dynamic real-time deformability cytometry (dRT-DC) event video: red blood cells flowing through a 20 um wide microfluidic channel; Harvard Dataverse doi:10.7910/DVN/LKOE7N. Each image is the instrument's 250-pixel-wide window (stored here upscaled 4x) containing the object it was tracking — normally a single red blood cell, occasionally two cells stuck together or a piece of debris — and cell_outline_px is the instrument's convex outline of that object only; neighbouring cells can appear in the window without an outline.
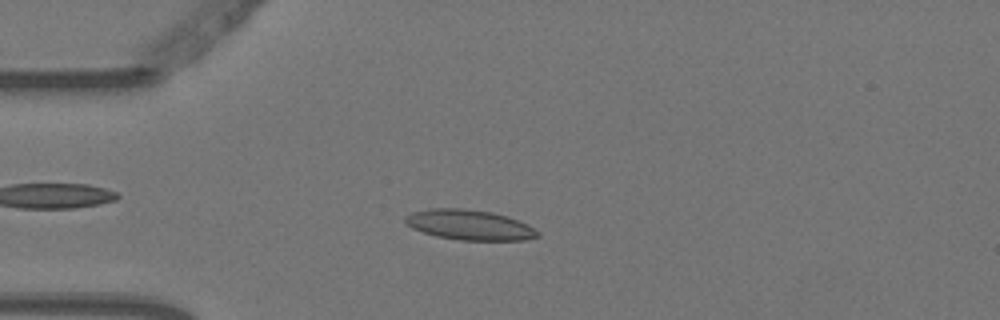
{"species": "Egyptian fruit bat (a non-hibernating species)", "species_latin": "Rousettus aegyptiacus", "temperature_condition": "warm", "stored_images_in_passage": 6, "camera_frame_rate_fps": 3000, "um_per_image_px": 0.085, "animal": {"sex": "female"}, "frame": {"image": 1, "passage_image": 3, "time_ms": 0.667, "image_size_px": [1000, 320], "cell_outline_px": [[540, 236], [524, 240], [460, 240], [436, 236], [412, 228], [404, 220], [404, 216], [412, 212], [428, 208], [460, 208], [492, 212], [508, 216], [528, 224], [540, 232]], "centroid_in_image_um": [39.92, 19.11], "position_along_channel_um": 45.1, "area_um2": 23.35}}
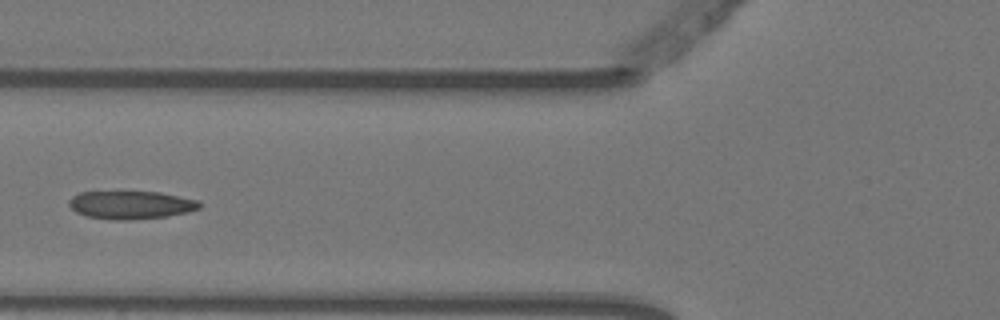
{"frame": {"image": 2, "passage_image": 5, "time_ms": 1.333, "image_size_px": [1000, 320], "cell_outline_px": [[200, 208], [188, 212], [168, 216], [128, 220], [112, 220], [88, 216], [76, 212], [68, 204], [68, 200], [72, 196], [80, 192], [160, 192], [200, 200]], "centroid_in_image_um": [11.14, 17.42], "position_along_channel_um": 114.7, "area_um2": 21.39}}
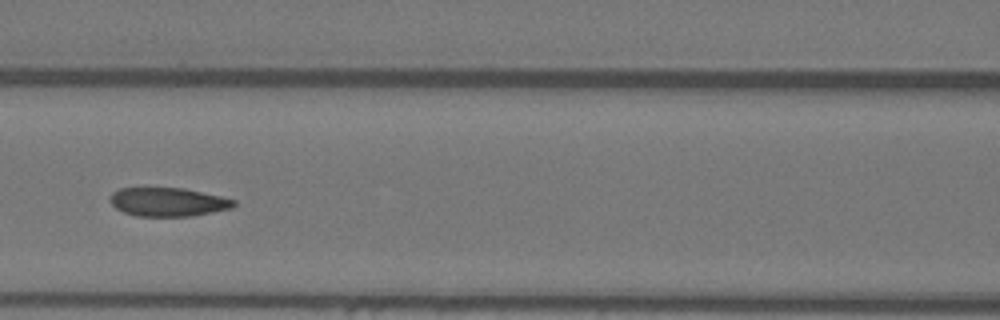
{"frame": {"image": 3, "passage_image": 6, "time_ms": 1.667, "image_size_px": [1000, 320], "cell_outline_px": [[236, 204], [232, 208], [192, 216], [136, 216], [124, 212], [116, 208], [108, 200], [108, 196], [112, 192], [120, 188], [184, 188], [220, 196], [236, 200]], "centroid_in_image_um": [14.25, 17.16], "position_along_channel_um": 152.3, "area_um2": 20.75}}